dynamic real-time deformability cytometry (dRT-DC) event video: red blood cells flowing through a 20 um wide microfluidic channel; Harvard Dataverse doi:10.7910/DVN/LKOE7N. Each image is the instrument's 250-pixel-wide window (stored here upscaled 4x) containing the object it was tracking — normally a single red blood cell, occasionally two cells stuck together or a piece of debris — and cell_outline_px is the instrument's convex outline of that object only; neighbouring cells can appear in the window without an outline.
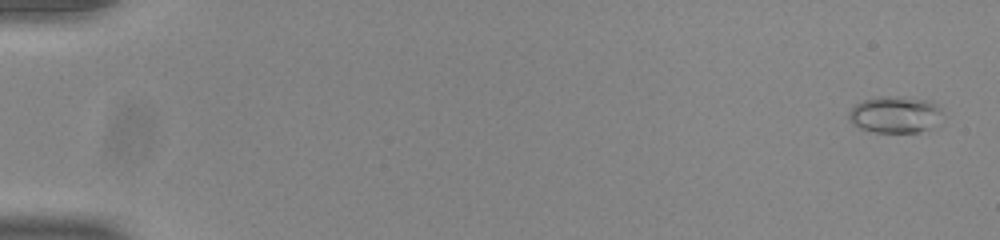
{"species": "common noctule bat (a hibernating species)", "species_latin": "Nyctalus noctula", "temperature_condition": "room temperature", "stored_images_in_passage": 54, "camera_frame_rate_fps": 3000, "um_per_image_px": 0.085, "animal": {"sex": "male", "body_mass_g": 20.0, "forearm_length_mm": 53.3}, "frame": {"image": 1, "passage_image": 2, "time_ms": 0.333, "image_size_px": [1000, 240], "cell_outline_px": [[940, 112], [928, 128], [920, 132], [876, 132], [860, 128], [852, 124], [848, 116], [848, 112], [856, 104], [864, 100], [888, 96], [900, 96], [932, 100], [940, 108]], "centroid_in_image_um": [76.01, 9.72], "position_along_channel_um": 9.0, "area_um2": 19.54}}
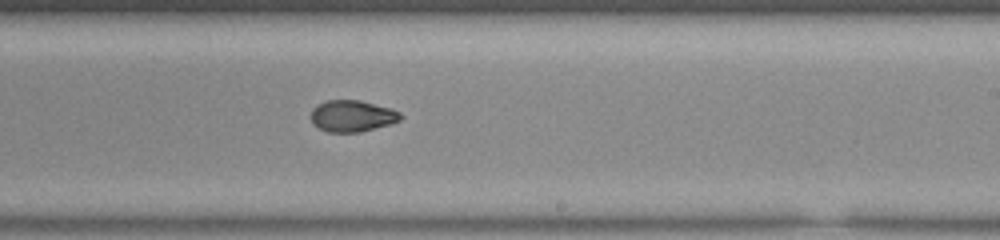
{"frame": {"image": 2, "passage_image": 34, "time_ms": 11.0, "image_size_px": [1000, 240], "cell_outline_px": [[404, 116], [400, 120], [392, 124], [360, 132], [328, 132], [312, 124], [312, 108], [316, 104], [328, 100], [360, 100], [392, 108], [400, 112]], "centroid_in_image_um": [29.97, 9.85], "position_along_channel_um": 259.0, "area_um2": 16.65}}
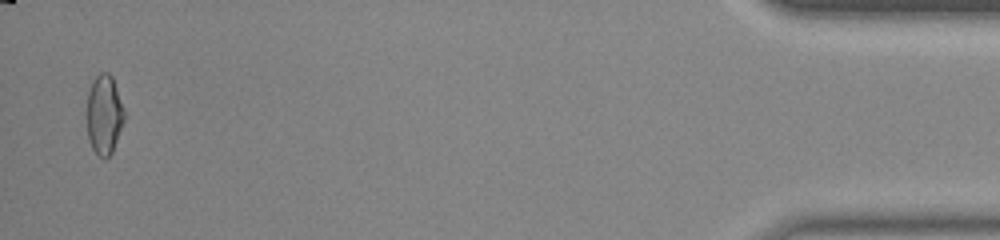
{"frame": {"image": 3, "passage_image": 53, "time_ms": 17.333, "image_size_px": [1000, 240], "cell_outline_px": [[124, 120], [112, 152], [104, 160], [92, 148], [88, 140], [88, 92], [92, 80], [100, 72], [108, 72], [112, 76], [124, 108]], "centroid_in_image_um": [8.86, 9.72], "position_along_channel_um": 426.3, "area_um2": 17.17}, "authors_computed_cell_mechanics": {"area_um2": 17.051, "velocity_mm_per_s": 3.9087, "shape_relaxation_time_tau1_ms": null, "shape_relaxation_time_tau2_ms": 3.3172, "deformation_change_tau1": null, "deformation_change_tau2": 0.0686}}